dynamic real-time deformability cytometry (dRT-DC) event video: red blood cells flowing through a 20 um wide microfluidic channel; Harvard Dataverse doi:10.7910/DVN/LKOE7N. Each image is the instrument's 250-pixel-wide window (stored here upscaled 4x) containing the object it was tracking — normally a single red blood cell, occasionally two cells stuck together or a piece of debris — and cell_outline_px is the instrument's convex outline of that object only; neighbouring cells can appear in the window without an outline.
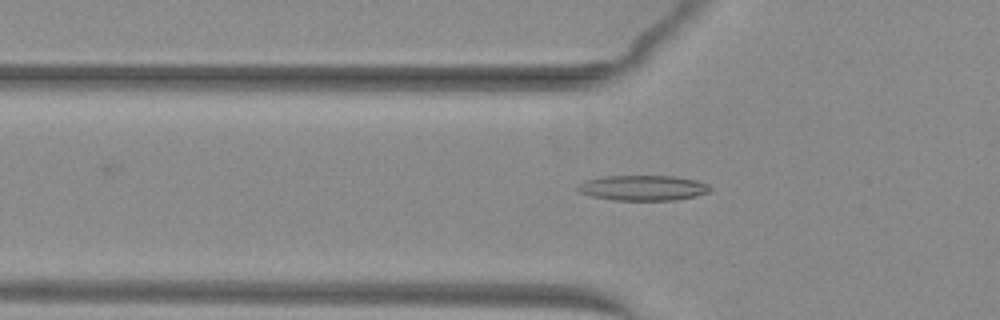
{"species": "common noctule bat (a hibernating species)", "species_latin": "Nyctalus noctula", "temperature_condition": "warm", "stored_images_in_passage": 48, "camera_frame_rate_fps": 3000, "um_per_image_px": 0.085, "animal": {"sex": "female", "body_mass_g": 29.2, "forearm_length_mm": 56.3}, "frame": {"image": 1, "passage_image": 19, "time_ms": 6.0, "image_size_px": [1000, 320], "cell_outline_px": [[712, 188], [708, 192], [692, 196], [672, 200], [616, 200], [592, 196], [580, 192], [576, 188], [576, 184], [584, 180], [600, 176], [676, 176], [696, 180], [708, 184]], "centroid_in_image_um": [54.59, 15.95], "position_along_channel_um": 71.2, "area_um2": 19.48}}
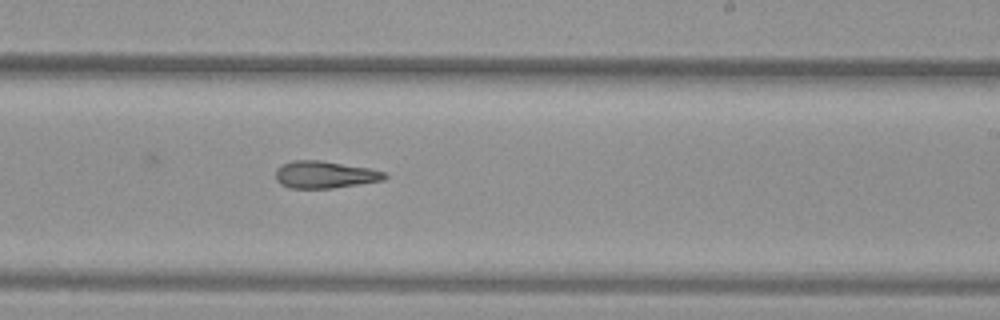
{"frame": {"image": 2, "passage_image": 33, "time_ms": 10.667, "image_size_px": [1000, 320], "cell_outline_px": [[388, 176], [384, 180], [332, 188], [288, 188], [280, 184], [276, 180], [276, 168], [292, 160], [320, 160], [368, 168], [384, 172]], "centroid_in_image_um": [27.57, 14.85], "position_along_channel_um": 261.4, "area_um2": 17.17}}
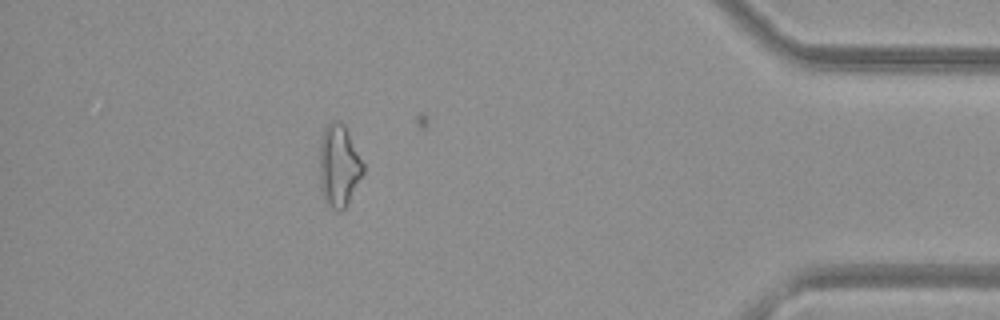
{"frame": {"image": 3, "passage_image": 47, "time_ms": 15.333, "image_size_px": [1000, 320], "cell_outline_px": [[364, 172], [344, 208], [340, 212], [336, 212], [324, 200], [320, 192], [320, 144], [324, 128], [332, 120], [336, 120], [344, 124], [364, 164]], "centroid_in_image_um": [28.79, 14.09], "position_along_channel_um": 406.4, "area_um2": 20.75}}